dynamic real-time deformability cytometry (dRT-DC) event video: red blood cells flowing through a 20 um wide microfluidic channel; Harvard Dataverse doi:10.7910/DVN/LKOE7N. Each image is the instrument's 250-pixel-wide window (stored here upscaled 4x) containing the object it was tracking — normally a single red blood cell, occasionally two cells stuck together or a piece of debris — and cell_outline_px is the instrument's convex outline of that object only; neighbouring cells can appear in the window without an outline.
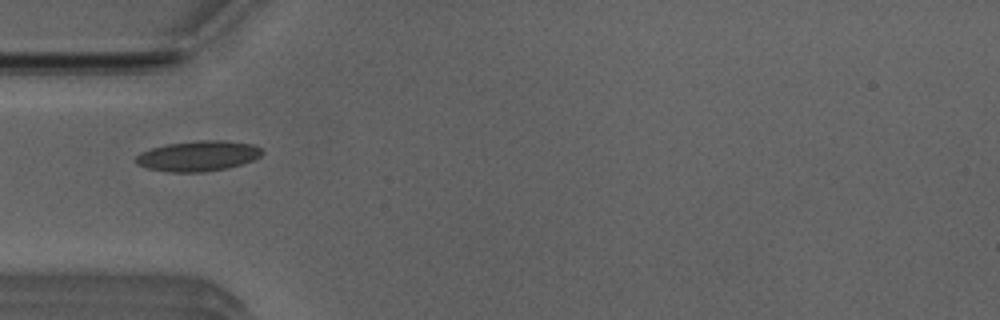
{"species": "Egyptian fruit bat (a non-hibernating species)", "species_latin": "Rousettus aegyptiacus", "temperature_condition": "room temperature", "stored_images_in_passage": 32, "camera_frame_rate_fps": 3000, "um_per_image_px": 0.085, "animal": {"sex": "male"}, "frame": {"image": 1, "passage_image": 2, "time_ms": 0.333, "image_size_px": [1000, 320], "cell_outline_px": [[264, 152], [260, 156], [252, 160], [228, 168], [204, 172], [168, 172], [148, 168], [136, 164], [136, 156], [140, 152], [152, 148], [168, 144], [196, 140], [228, 140], [252, 144], [264, 148]], "centroid_in_image_um": [16.87, 13.25], "position_along_channel_um": 68.1, "area_um2": 22.48}}
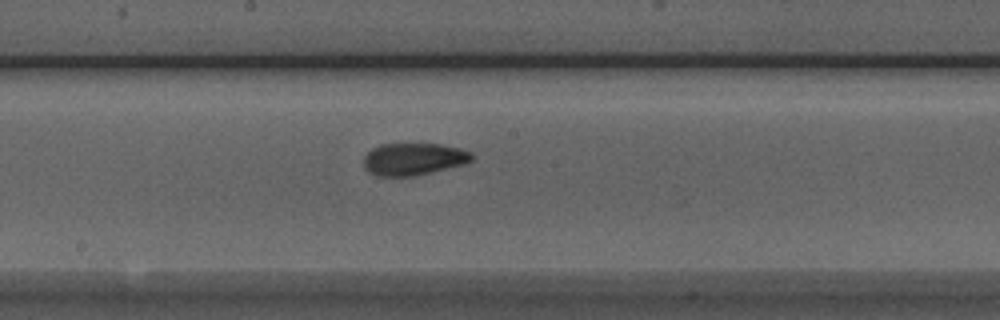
{"frame": {"image": 2, "passage_image": 13, "time_ms": 4.0, "image_size_px": [1000, 320], "cell_outline_px": [[476, 156], [472, 160], [464, 164], [412, 176], [380, 176], [368, 172], [364, 168], [364, 156], [372, 148], [380, 144], [440, 144], [460, 148], [472, 152]], "centroid_in_image_um": [35.16, 13.51], "position_along_channel_um": 213.0, "area_um2": 20.29}}
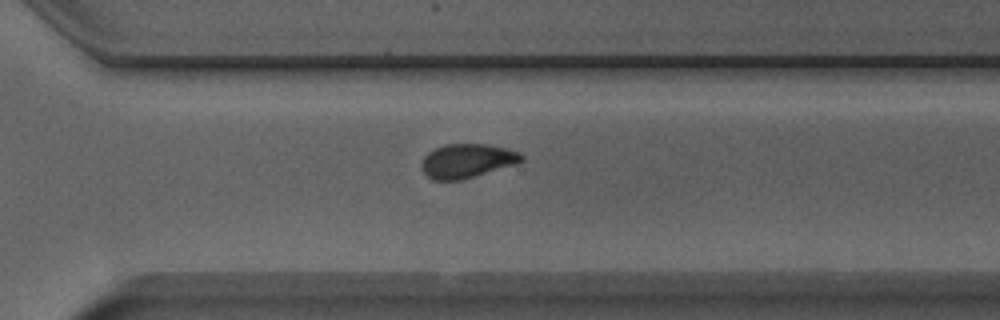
{"frame": {"image": 3, "passage_image": 22, "time_ms": 7.0, "image_size_px": [1000, 320], "cell_outline_px": [[524, 160], [516, 164], [460, 180], [432, 180], [420, 168], [420, 164], [424, 156], [428, 152], [444, 144], [488, 144], [508, 148], [520, 152], [524, 156]], "centroid_in_image_um": [39.7, 13.66], "position_along_channel_um": 330.9, "area_um2": 19.94}, "authors_computed_cell_mechanics": {"area_um2": 20.3167, "velocity_mm_per_s": 3.9396, "shape_relaxation_time_tau1_ms": null, "shape_relaxation_time_tau2_ms": 1.7289, "deformation_change_tau1": null, "deformation_change_tau2": 0.0719}}